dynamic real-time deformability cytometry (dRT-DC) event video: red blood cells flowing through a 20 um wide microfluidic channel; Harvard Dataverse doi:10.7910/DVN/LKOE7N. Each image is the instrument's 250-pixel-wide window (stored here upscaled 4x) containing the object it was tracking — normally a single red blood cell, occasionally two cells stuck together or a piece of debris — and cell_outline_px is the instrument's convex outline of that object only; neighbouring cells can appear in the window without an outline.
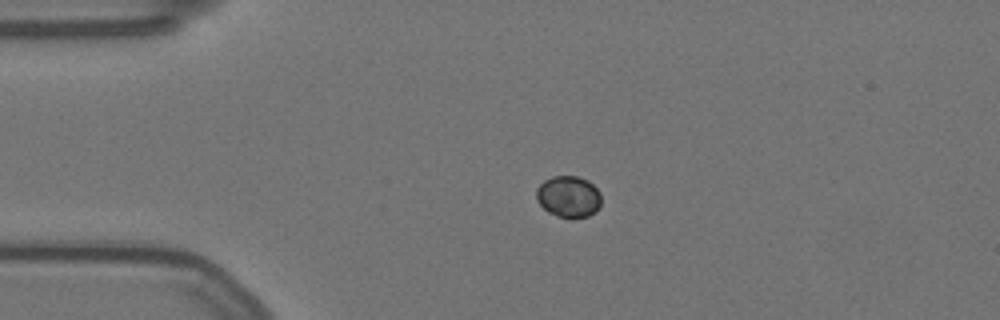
{"species": "Egyptian fruit bat (a non-hibernating species)", "species_latin": "Rousettus aegyptiacus", "temperature_condition": "warm", "stored_images_in_passage": 3, "camera_frame_rate_fps": 3000, "um_per_image_px": 0.085, "animal": {"sex": "female"}, "frame": {"image": 1, "passage_image": 1, "time_ms": 0.0, "image_size_px": [1000, 320], "cell_outline_px": [[600, 204], [596, 212], [588, 216], [556, 216], [548, 212], [536, 200], [536, 188], [544, 180], [552, 176], [576, 176], [588, 180], [600, 192]], "centroid_in_image_um": [48.31, 16.69], "position_along_channel_um": 36.7, "area_um2": 15.55}}